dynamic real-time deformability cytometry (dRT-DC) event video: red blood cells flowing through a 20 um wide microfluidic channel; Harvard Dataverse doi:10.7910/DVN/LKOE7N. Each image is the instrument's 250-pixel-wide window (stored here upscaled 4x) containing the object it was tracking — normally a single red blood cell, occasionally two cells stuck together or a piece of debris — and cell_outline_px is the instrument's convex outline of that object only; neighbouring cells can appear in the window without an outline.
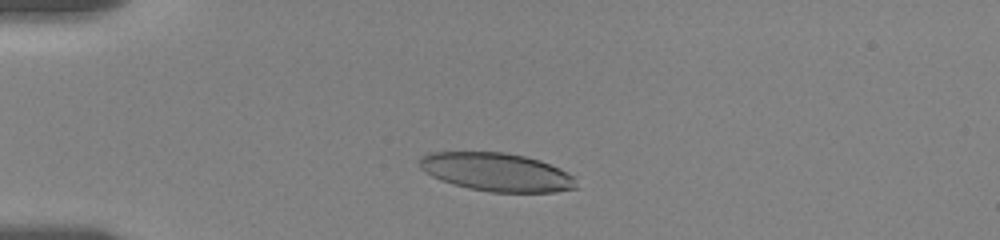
{"species": "human", "species_latin": "Homo sapiens", "temperature_condition": "room temperature", "stored_images_in_passage": 37, "camera_frame_rate_fps": 3000, "um_per_image_px": 0.085, "donor": {"sex": "female"}, "frame": {"image": 1, "passage_image": 7, "time_ms": 2.667, "image_size_px": [1000, 240], "cell_outline_px": [[580, 188], [556, 192], [492, 192], [468, 188], [452, 184], [440, 180], [424, 172], [420, 168], [420, 156], [432, 152], [504, 152], [524, 156], [540, 160], [560, 168], [576, 176]], "centroid_in_image_um": [42.27, 14.63], "position_along_channel_um": 42.7, "area_um2": 35.43}}
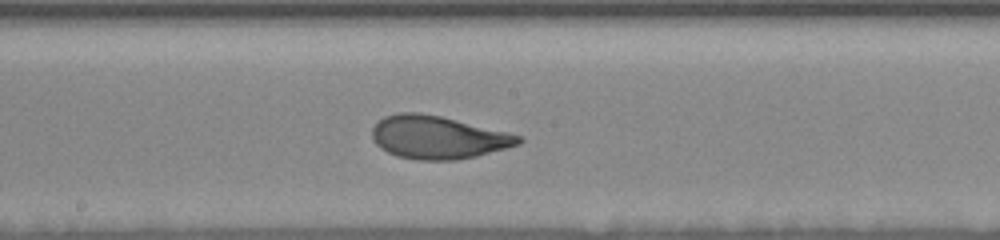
{"frame": {"image": 2, "passage_image": 22, "time_ms": 8.333, "image_size_px": [1000, 240], "cell_outline_px": [[524, 140], [520, 144], [476, 156], [456, 160], [420, 160], [396, 156], [380, 148], [376, 144], [372, 136], [372, 128], [384, 116], [400, 112], [420, 112], [440, 116], [508, 132], [520, 136]], "centroid_in_image_um": [37.21, 11.67], "position_along_channel_um": 211.0, "area_um2": 36.53}}
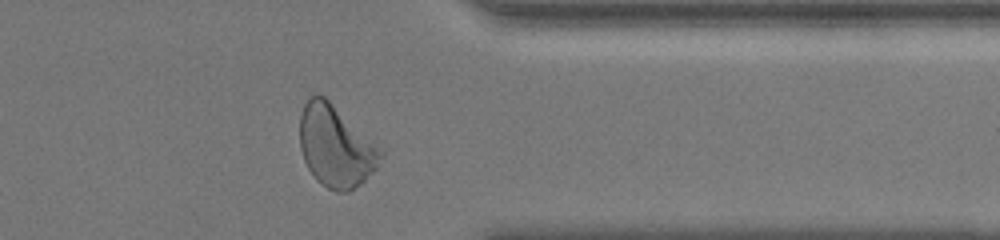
{"frame": {"image": 3, "passage_image": 35, "time_ms": 13.333, "image_size_px": [1000, 240], "cell_outline_px": [[384, 152], [376, 168], [360, 184], [348, 192], [336, 192], [320, 184], [316, 180], [308, 168], [304, 160], [300, 148], [300, 112], [304, 104], [312, 96], [324, 96]], "centroid_in_image_um": [28.5, 12.47], "position_along_channel_um": 382.9, "area_um2": 37.8}, "authors_computed_cell_mechanics": {"area_um2": 36.1828, "velocity_mm_per_s": 3.5433, "shape_relaxation_time_tau1_ms": 3.9669, "shape_relaxation_time_tau2_ms": 0.8919, "deformation_change_tau1": 0.185, "deformation_change_tau2": 0.0721}}